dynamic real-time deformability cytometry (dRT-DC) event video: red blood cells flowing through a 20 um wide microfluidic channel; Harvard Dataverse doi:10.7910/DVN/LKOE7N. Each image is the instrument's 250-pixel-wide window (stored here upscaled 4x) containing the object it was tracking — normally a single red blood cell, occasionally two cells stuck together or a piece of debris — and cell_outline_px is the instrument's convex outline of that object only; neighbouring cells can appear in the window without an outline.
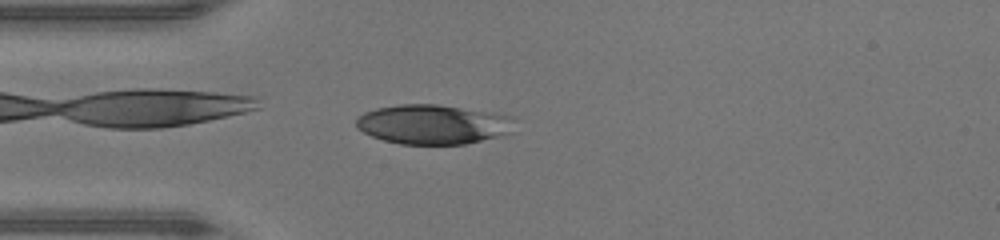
{"species": "human", "species_latin": "Homo sapiens", "temperature_condition": "warm", "stored_images_in_passage": 45, "camera_frame_rate_fps": 3000, "um_per_image_px": 0.085, "donor": {"sex": "male"}, "frame": {"image": 1, "passage_image": 11, "time_ms": 3.333, "image_size_px": [1000, 240], "cell_outline_px": [[512, 132], [464, 144], [400, 144], [384, 140], [372, 136], [356, 128], [356, 120], [364, 112], [376, 108], [400, 104], [436, 104], [492, 112], [512, 116]], "centroid_in_image_um": [36.77, 10.56], "position_along_channel_um": 48.2, "area_um2": 36.24}}
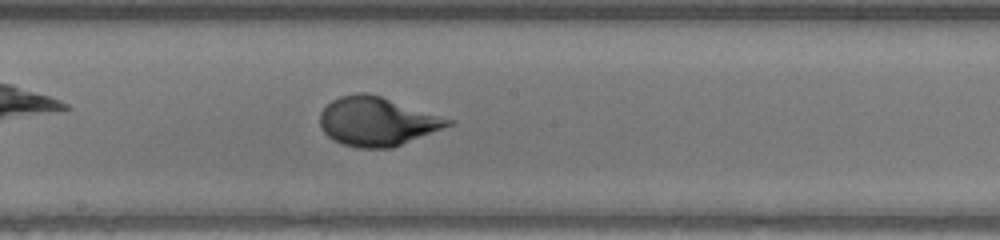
{"frame": {"image": 2, "passage_image": 23, "time_ms": 7.333, "image_size_px": [1000, 240], "cell_outline_px": [[456, 120], [452, 124], [392, 148], [360, 148], [344, 144], [328, 136], [320, 128], [320, 112], [332, 100], [340, 96], [360, 92], [368, 92]], "centroid_in_image_um": [32.05, 10.31], "position_along_channel_um": 216.2, "area_um2": 36.24}}
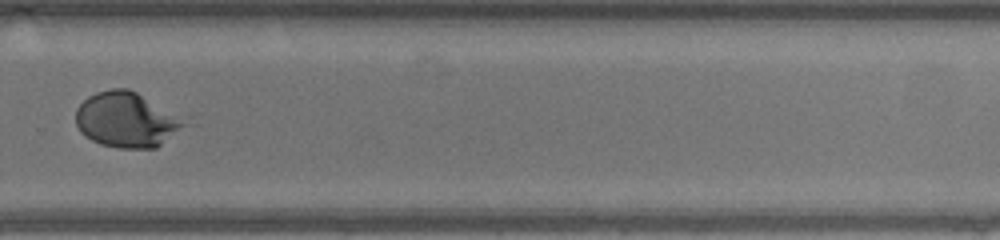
{"frame": {"image": 3, "passage_image": 30, "time_ms": 9.667, "image_size_px": [1000, 240], "cell_outline_px": [[188, 124], [156, 148], [120, 148], [100, 144], [84, 136], [80, 132], [76, 124], [76, 108], [88, 96], [96, 92], [112, 88], [128, 88], [136, 92]], "centroid_in_image_um": [10.66, 10.2], "position_along_channel_um": 319.1, "area_um2": 34.16}, "authors_computed_cell_mechanics": {"area_um2": 36.4718, "velocity_mm_per_s": 4.4306, "shape_relaxation_time_tau1_ms": 7.4589, "shape_relaxation_time_tau2_ms": null, "deformation_change_tau1": 0.3632, "deformation_change_tau2": null}}